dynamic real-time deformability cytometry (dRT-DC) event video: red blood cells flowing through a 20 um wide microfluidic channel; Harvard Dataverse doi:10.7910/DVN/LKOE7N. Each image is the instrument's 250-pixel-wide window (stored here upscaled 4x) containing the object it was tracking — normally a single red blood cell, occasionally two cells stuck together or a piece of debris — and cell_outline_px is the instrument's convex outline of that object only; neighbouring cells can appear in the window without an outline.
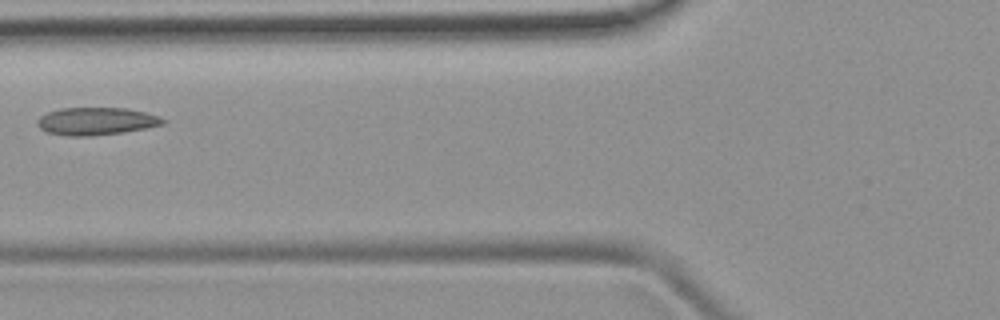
{"species": "common noctule bat (a hibernating species)", "species_latin": "Nyctalus noctula", "temperature_condition": "room temperature", "stored_images_in_passage": 4, "camera_frame_rate_fps": 3000, "um_per_image_px": 0.085, "animal": {"sex": "female", "body_mass_g": 19.9}, "frame": {"image": 1, "passage_image": 3, "time_ms": 2.333, "image_size_px": [1000, 320], "cell_outline_px": [[168, 120], [164, 124], [148, 128], [124, 132], [92, 136], [68, 136], [48, 132], [40, 128], [36, 124], [36, 120], [40, 116], [48, 112], [60, 108], [128, 108], [160, 116]], "centroid_in_image_um": [8.21, 10.3], "position_along_channel_um": 117.6, "area_um2": 20.4}}
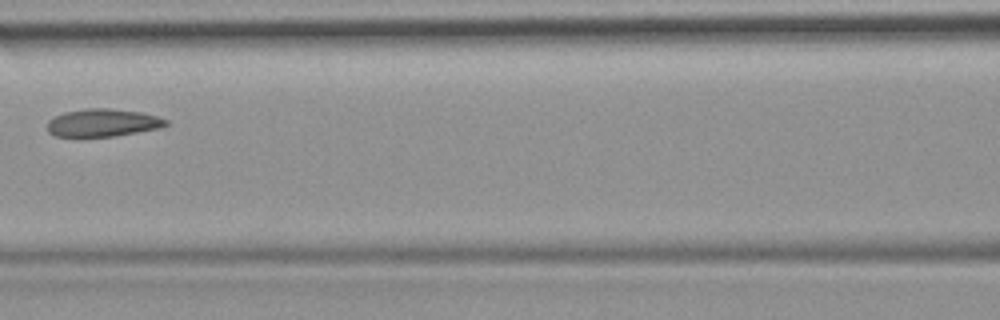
{"frame": {"image": 2, "passage_image": 4, "time_ms": 3.333, "image_size_px": [1000, 320], "cell_outline_px": [[168, 124], [160, 128], [116, 136], [56, 136], [48, 132], [48, 120], [64, 112], [84, 108], [108, 108], [140, 112], [156, 116], [168, 120]], "centroid_in_image_um": [8.74, 10.43], "position_along_channel_um": 157.9, "area_um2": 19.07}}